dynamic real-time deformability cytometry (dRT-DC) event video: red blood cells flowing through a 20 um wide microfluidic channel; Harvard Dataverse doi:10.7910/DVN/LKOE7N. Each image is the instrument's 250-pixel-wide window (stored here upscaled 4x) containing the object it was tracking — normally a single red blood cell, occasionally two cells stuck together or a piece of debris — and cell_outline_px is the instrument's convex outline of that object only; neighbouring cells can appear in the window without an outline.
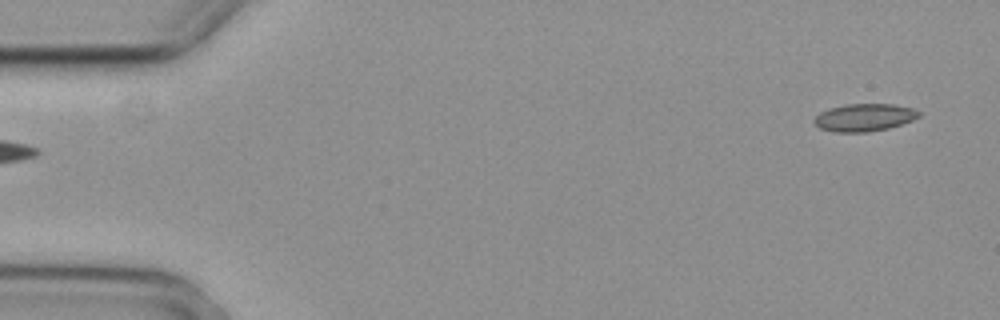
{"species": "common noctule bat (a hibernating species)", "species_latin": "Nyctalus noctula", "temperature_condition": "cold", "stored_images_in_passage": 4, "camera_frame_rate_fps": 3000, "um_per_image_px": 0.085, "animal": {"sex": "female", "body_mass_g": 29.2, "forearm_length_mm": 56.3}, "frame": {"image": 1, "passage_image": 1, "time_ms": 0.0, "image_size_px": [1000, 320], "cell_outline_px": [[920, 116], [912, 120], [888, 128], [868, 132], [836, 132], [820, 128], [812, 120], [820, 112], [828, 108], [844, 104], [892, 104], [912, 108], [920, 112]], "centroid_in_image_um": [73.44, 9.98], "position_along_channel_um": 11.6, "area_um2": 16.76}}
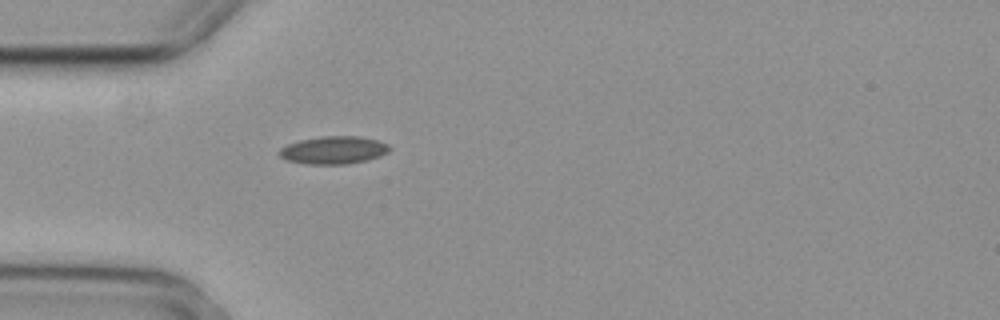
{"frame": {"image": 2, "passage_image": 4, "time_ms": 1.0, "image_size_px": [1000, 320], "cell_outline_px": [[392, 148], [388, 152], [380, 156], [368, 160], [348, 164], [304, 164], [284, 160], [276, 152], [280, 148], [288, 144], [300, 140], [320, 136], [360, 136], [376, 140], [388, 144]], "centroid_in_image_um": [28.33, 12.76], "position_along_channel_um": 56.7, "area_um2": 18.09}}